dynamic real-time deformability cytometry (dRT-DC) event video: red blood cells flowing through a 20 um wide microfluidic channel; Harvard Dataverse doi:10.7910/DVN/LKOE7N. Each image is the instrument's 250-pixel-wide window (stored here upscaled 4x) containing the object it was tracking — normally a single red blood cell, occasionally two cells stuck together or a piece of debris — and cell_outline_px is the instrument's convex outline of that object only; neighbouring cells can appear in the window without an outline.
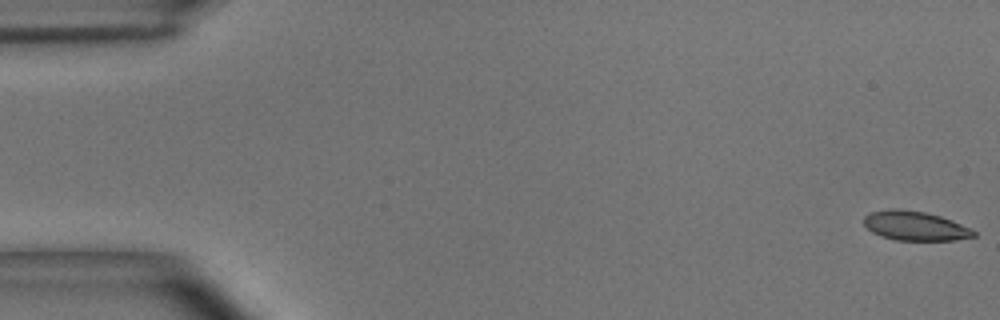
{"species": "common noctule bat (a hibernating species)", "species_latin": "Nyctalus noctula", "temperature_condition": "room temperature", "stored_images_in_passage": 55, "camera_frame_rate_fps": 3000, "um_per_image_px": 0.085, "animal": {"sex": "male", "body_mass_g": 15.6}, "frame": {"image": 1, "passage_image": 1, "time_ms": 0.0, "image_size_px": [1000, 320], "cell_outline_px": [[976, 236], [956, 240], [896, 240], [880, 236], [872, 232], [864, 224], [864, 216], [872, 212], [892, 208], [900, 208], [924, 212], [940, 216], [952, 220], [972, 228], [976, 232]], "centroid_in_image_um": [77.8, 19.2], "position_along_channel_um": 7.2, "area_um2": 18.84}}
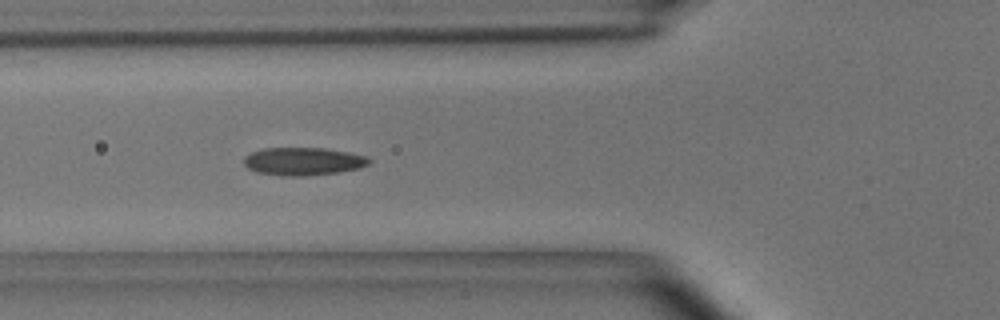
{"frame": {"image": 2, "passage_image": 20, "time_ms": 6.333, "image_size_px": [1000, 320], "cell_outline_px": [[372, 160], [368, 164], [360, 168], [340, 172], [304, 176], [280, 176], [256, 172], [248, 168], [244, 164], [244, 156], [252, 152], [264, 148], [324, 148], [348, 152], [368, 156]], "centroid_in_image_um": [25.78, 13.72], "position_along_channel_um": 100.0, "area_um2": 20.52}}
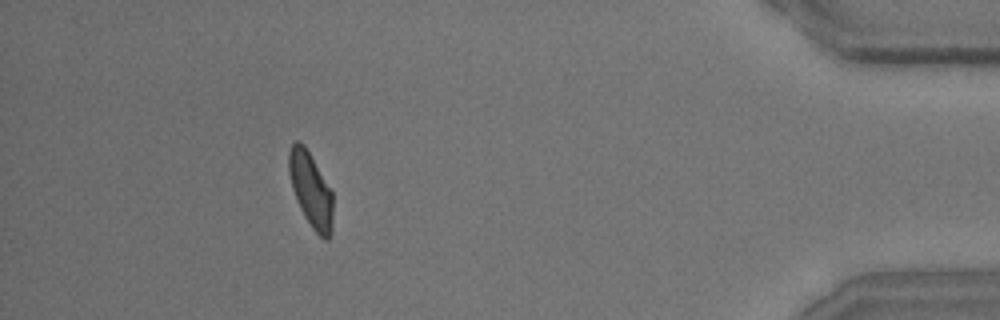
{"frame": {"image": 3, "passage_image": 50, "time_ms": 16.333, "image_size_px": [1000, 320], "cell_outline_px": [[332, 232], [328, 240], [324, 240], [312, 228], [304, 216], [300, 208], [292, 188], [288, 172], [288, 152], [292, 144], [296, 140], [300, 140], [304, 144], [332, 192]], "centroid_in_image_um": [26.4, 16.13], "position_along_channel_um": 408.8, "area_um2": 19.13}, "authors_computed_cell_mechanics": {"area_um2": 19.7676, "velocity_mm_per_s": 3.6315, "shape_relaxation_time_tau1_ms": 6.0275, "shape_relaxation_time_tau2_ms": 2.0826, "deformation_change_tau1": 0.1779, "deformation_change_tau2": 0.0778}}